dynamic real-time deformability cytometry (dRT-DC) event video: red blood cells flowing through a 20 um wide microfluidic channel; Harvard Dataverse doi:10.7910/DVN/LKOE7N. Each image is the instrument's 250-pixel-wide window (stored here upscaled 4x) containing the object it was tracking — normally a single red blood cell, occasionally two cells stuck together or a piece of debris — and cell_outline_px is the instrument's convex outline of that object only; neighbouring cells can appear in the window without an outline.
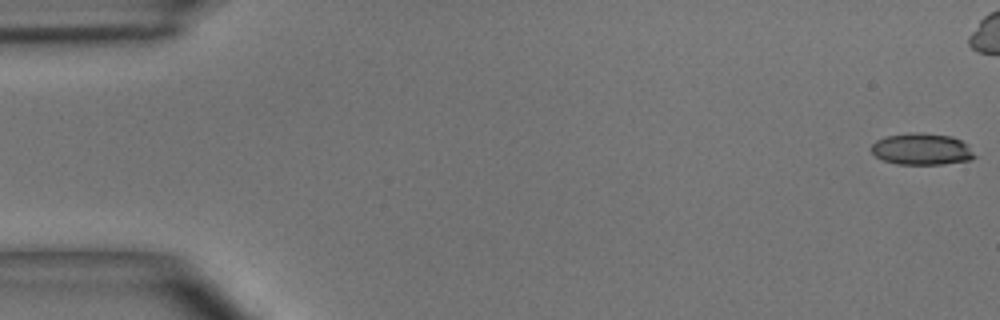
{"species": "common noctule bat (a hibernating species)", "species_latin": "Nyctalus noctula", "temperature_condition": "room temperature", "stored_images_in_passage": 42, "camera_frame_rate_fps": 3000, "um_per_image_px": 0.085, "animal": {"sex": "male", "body_mass_g": 15.6}, "frame": {"image": 1, "passage_image": 1, "time_ms": 0.0, "image_size_px": [1000, 320], "cell_outline_px": [[976, 156], [972, 160], [944, 164], [900, 164], [884, 160], [876, 156], [872, 152], [872, 144], [876, 140], [888, 136], [908, 132], [924, 132], [952, 136], [968, 144]], "centroid_in_image_um": [78.39, 12.66], "position_along_channel_um": 6.6, "area_um2": 19.13}}
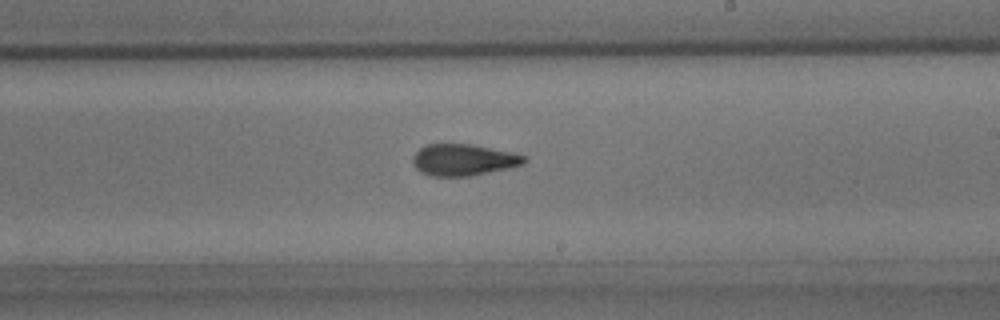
{"frame": {"image": 2, "passage_image": 30, "time_ms": 9.667, "image_size_px": [1000, 320], "cell_outline_px": [[528, 160], [524, 164], [508, 168], [468, 176], [432, 176], [420, 172], [416, 168], [412, 160], [412, 156], [420, 148], [428, 144], [472, 144], [512, 152], [524, 156]], "centroid_in_image_um": [39.39, 13.58], "position_along_channel_um": 249.6, "area_um2": 20.4}}
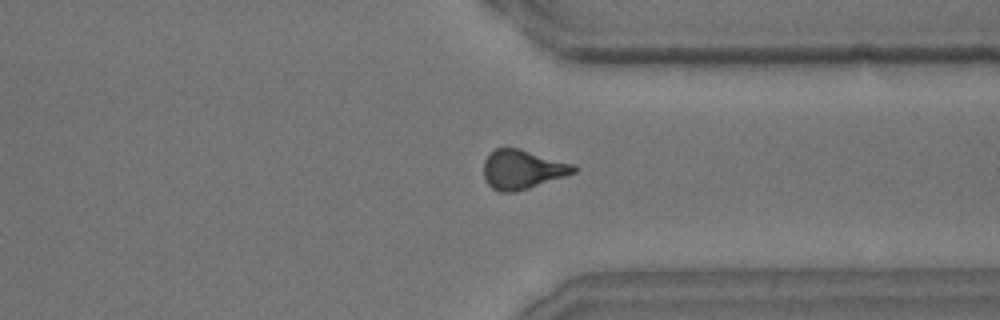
{"frame": {"image": 3, "passage_image": 39, "time_ms": 12.667, "image_size_px": [1000, 320], "cell_outline_px": [[576, 172], [516, 192], [500, 192], [492, 188], [484, 180], [484, 160], [496, 148], [520, 148], [576, 164]], "centroid_in_image_um": [44.41, 14.39], "position_along_channel_um": 367.0, "area_um2": 20.58}}